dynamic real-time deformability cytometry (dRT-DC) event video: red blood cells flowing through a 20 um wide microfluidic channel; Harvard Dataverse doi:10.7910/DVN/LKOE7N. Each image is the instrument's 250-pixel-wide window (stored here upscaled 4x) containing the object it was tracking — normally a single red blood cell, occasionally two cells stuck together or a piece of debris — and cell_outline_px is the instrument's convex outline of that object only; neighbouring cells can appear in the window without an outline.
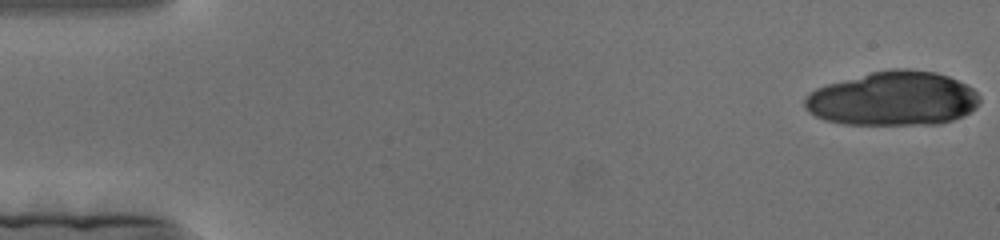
{"species": "human", "species_latin": "Homo sapiens", "temperature_condition": "cold", "stored_images_in_passage": 131, "camera_frame_rate_fps": 3000, "um_per_image_px": 0.085, "donor": {"sex": "female"}, "frame": {"image": 1, "passage_image": 1, "time_ms": 0.0, "image_size_px": [1000, 240], "cell_outline_px": [[980, 100], [976, 108], [964, 116], [940, 124], [844, 124], [824, 120], [808, 112], [804, 108], [804, 96], [808, 92], [816, 88], [828, 84], [872, 72], [888, 68], [908, 68], [936, 72], [948, 76], [972, 88], [980, 96]], "centroid_in_image_um": [75.89, 8.38], "position_along_channel_um": 9.1, "area_um2": 55.55}}
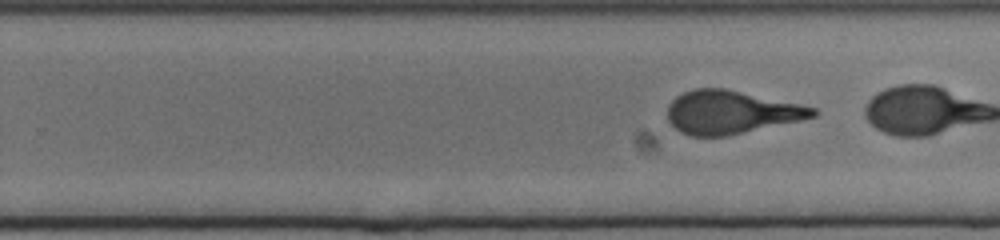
{"frame": {"image": 2, "passage_image": 105, "time_ms": 34.667, "image_size_px": [1000, 240], "cell_outline_px": [[820, 112], [816, 116], [800, 120], [728, 136], [692, 136], [680, 132], [668, 120], [668, 104], [676, 96], [692, 88], [724, 88], [800, 104], [816, 108]], "centroid_in_image_um": [62.13, 9.54], "position_along_channel_um": 267.7, "area_um2": 36.53}}